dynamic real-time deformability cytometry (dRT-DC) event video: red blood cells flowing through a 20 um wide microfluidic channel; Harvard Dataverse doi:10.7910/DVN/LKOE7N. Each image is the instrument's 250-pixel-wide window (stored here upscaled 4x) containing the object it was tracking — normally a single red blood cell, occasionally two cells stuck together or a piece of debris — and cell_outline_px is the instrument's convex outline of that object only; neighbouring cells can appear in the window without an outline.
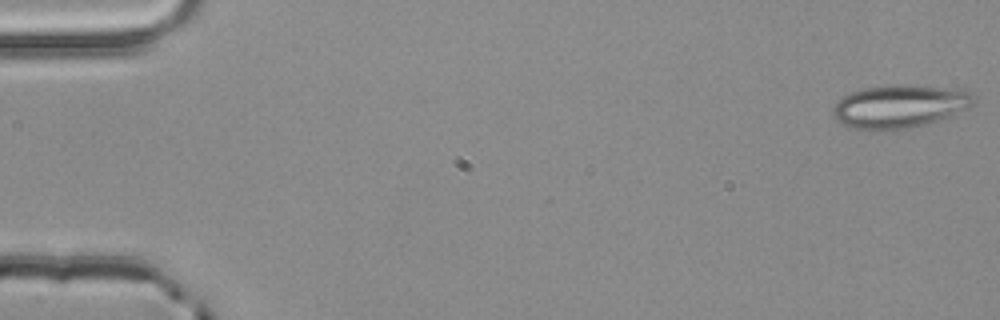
{"species": "common noctule bat (a hibernating species)", "species_latin": "Nyctalus noctula", "temperature_condition": "room temperature", "stored_images_in_passage": 15, "camera_frame_rate_fps": 3000, "um_per_image_px": 0.085, "animal": {"sex": "male", "body_mass_g": 20.4}, "frame": {"image": 1, "passage_image": 1, "time_ms": 0.0, "image_size_px": [1000, 320], "cell_outline_px": [[976, 96], [972, 104], [968, 108], [948, 116], [924, 124], [908, 128], [872, 132], [856, 128], [844, 124], [836, 120], [832, 112], [832, 108], [848, 92], [864, 88], [936, 88], [968, 92]], "centroid_in_image_um": [76.38, 9.12], "position_along_channel_um": 8.6, "area_um2": 33.7}}